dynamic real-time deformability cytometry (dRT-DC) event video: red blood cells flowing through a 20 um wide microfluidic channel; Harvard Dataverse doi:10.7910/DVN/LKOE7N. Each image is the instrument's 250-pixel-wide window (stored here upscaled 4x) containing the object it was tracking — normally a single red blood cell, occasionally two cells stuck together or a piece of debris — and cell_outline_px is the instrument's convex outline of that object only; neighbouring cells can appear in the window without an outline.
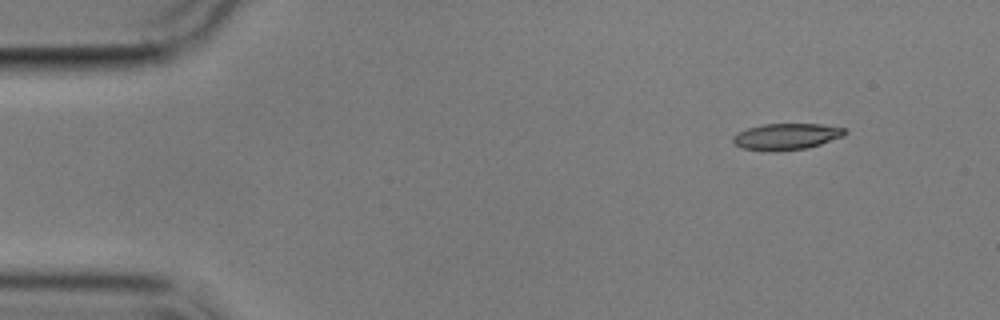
{"species": "common noctule bat (a hibernating species)", "species_latin": "Nyctalus noctula", "temperature_condition": "cold", "stored_images_in_passage": 5, "camera_frame_rate_fps": 3000, "um_per_image_px": 0.085, "animal": {"sex": "male", "body_mass_g": 17.9}, "frame": {"image": 1, "passage_image": 1, "time_ms": 0.0, "image_size_px": [1000, 320], "cell_outline_px": [[848, 132], [844, 136], [808, 148], [772, 152], [744, 148], [736, 144], [732, 140], [732, 136], [748, 128], [764, 124], [820, 124], [844, 128]], "centroid_in_image_um": [66.87, 11.61], "position_along_channel_um": 18.1, "area_um2": 17.11}}
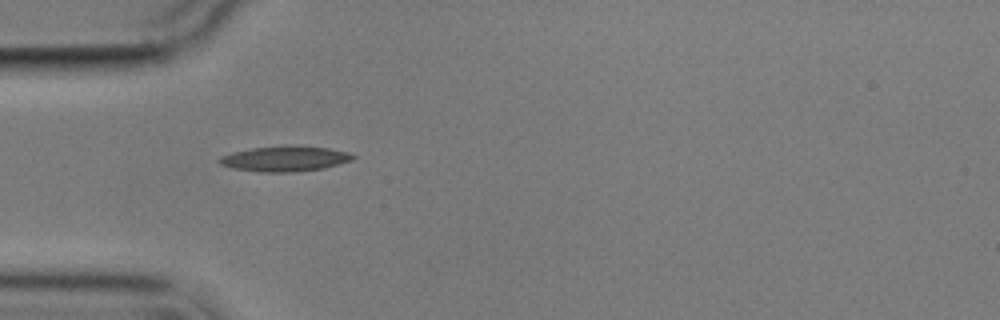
{"frame": {"image": 2, "passage_image": 4, "time_ms": 3.667, "image_size_px": [1000, 320], "cell_outline_px": [[356, 156], [352, 160], [324, 168], [296, 172], [260, 172], [232, 168], [220, 164], [216, 160], [220, 156], [232, 152], [252, 148], [288, 144], [292, 144], [328, 148], [348, 152]], "centroid_in_image_um": [24.19, 13.48], "position_along_channel_um": 60.8, "area_um2": 20.06}}
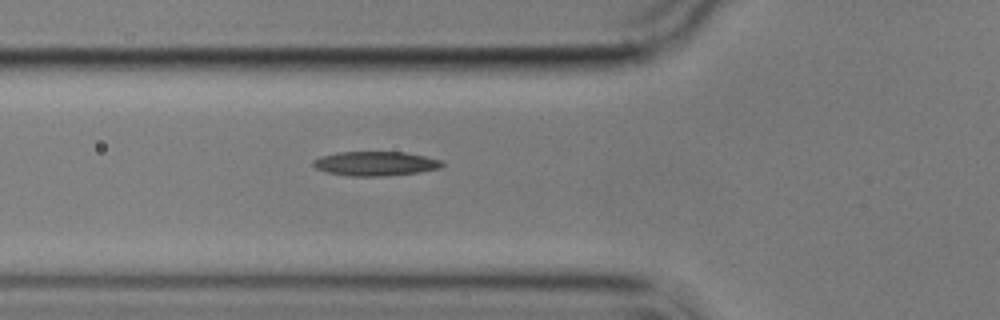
{"frame": {"image": 3, "passage_image": 5, "time_ms": 4.667, "image_size_px": [1000, 320], "cell_outline_px": [[444, 164], [440, 168], [420, 172], [380, 176], [348, 176], [328, 172], [316, 168], [312, 164], [312, 160], [320, 156], [336, 152], [404, 152], [444, 160]], "centroid_in_image_um": [31.91, 13.9], "position_along_channel_um": 93.9, "area_um2": 18.32}}